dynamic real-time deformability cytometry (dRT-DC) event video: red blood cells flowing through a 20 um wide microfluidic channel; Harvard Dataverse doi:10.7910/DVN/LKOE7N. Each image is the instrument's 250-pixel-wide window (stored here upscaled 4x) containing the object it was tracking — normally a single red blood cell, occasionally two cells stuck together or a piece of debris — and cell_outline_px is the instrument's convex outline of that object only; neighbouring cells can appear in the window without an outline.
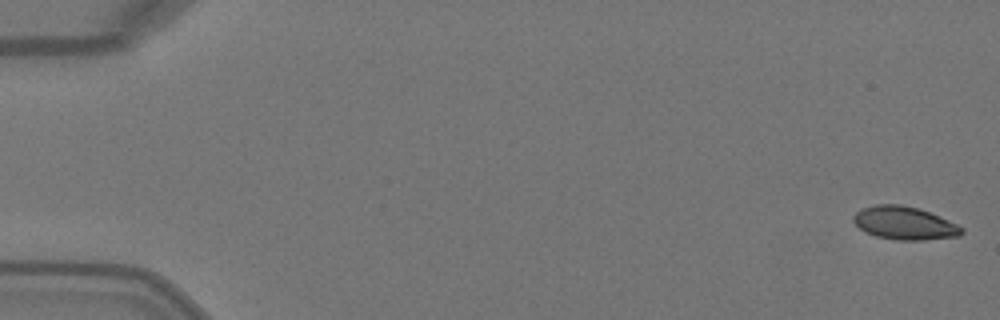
{"species": "Egyptian fruit bat (a non-hibernating species)", "species_latin": "Rousettus aegyptiacus", "temperature_condition": "warm", "stored_images_in_passage": 5, "camera_frame_rate_fps": 3000, "um_per_image_px": 0.085, "animal": {"sex": "female"}, "frame": {"image": 1, "passage_image": 1, "time_ms": 0.0, "image_size_px": [1000, 320], "cell_outline_px": [[964, 232], [960, 236], [924, 240], [896, 240], [876, 236], [860, 228], [852, 220], [852, 216], [860, 208], [876, 204], [900, 204], [920, 208], [940, 216], [964, 228]], "centroid_in_image_um": [76.89, 18.95], "position_along_channel_um": 8.1, "area_um2": 21.04}}
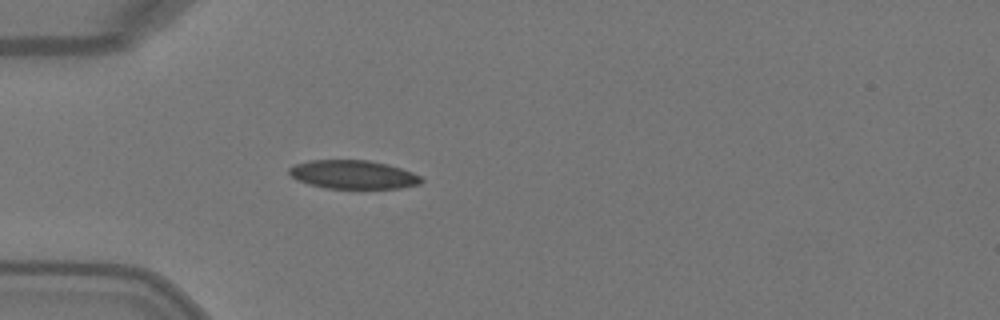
{"frame": {"image": 2, "passage_image": 5, "time_ms": 1.333, "image_size_px": [1000, 320], "cell_outline_px": [[424, 180], [420, 184], [400, 188], [324, 188], [308, 184], [292, 176], [288, 172], [288, 168], [296, 164], [312, 160], [368, 160], [388, 164], [412, 172], [420, 176]], "centroid_in_image_um": [30.04, 14.84], "position_along_channel_um": 55.0, "area_um2": 21.91}}